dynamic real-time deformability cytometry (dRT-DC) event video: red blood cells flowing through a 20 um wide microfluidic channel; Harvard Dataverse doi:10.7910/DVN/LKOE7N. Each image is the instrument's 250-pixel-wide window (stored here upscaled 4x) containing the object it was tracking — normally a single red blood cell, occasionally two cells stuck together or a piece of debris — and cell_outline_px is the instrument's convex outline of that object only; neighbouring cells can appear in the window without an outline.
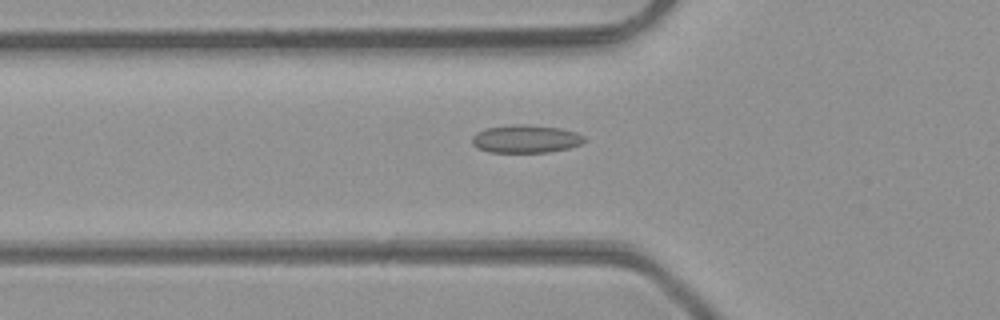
{"species": "common noctule bat (a hibernating species)", "species_latin": "Nyctalus noctula", "temperature_condition": "room temperature", "stored_images_in_passage": 39, "camera_frame_rate_fps": 3000, "um_per_image_px": 0.085, "animal": {"sex": "male", "body_mass_g": 23.1, "forearm_length_mm": 52.7}, "frame": {"image": 1, "passage_image": 8, "time_ms": 2.333, "image_size_px": [1000, 320], "cell_outline_px": [[584, 140], [580, 144], [568, 148], [548, 152], [488, 152], [472, 144], [472, 136], [476, 132], [484, 128], [512, 124], [528, 124], [560, 128], [576, 132], [584, 136]], "centroid_in_image_um": [44.66, 11.79], "position_along_channel_um": 81.1, "area_um2": 18.32}}
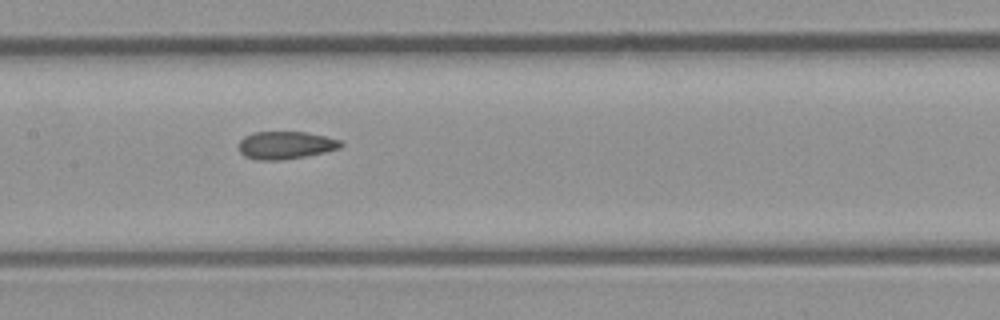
{"frame": {"image": 2, "passage_image": 15, "time_ms": 4.667, "image_size_px": [1000, 320], "cell_outline_px": [[344, 144], [340, 148], [324, 152], [284, 160], [256, 160], [244, 156], [240, 152], [240, 140], [244, 136], [252, 132], [304, 132], [324, 136], [340, 140]], "centroid_in_image_um": [24.26, 12.34], "position_along_channel_um": 183.1, "area_um2": 16.42}}
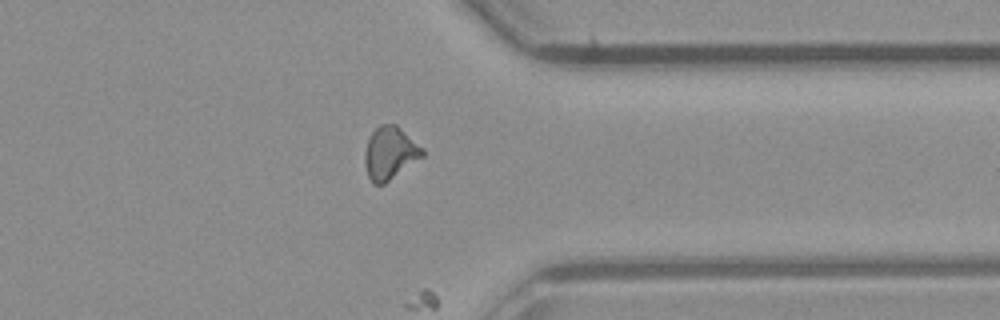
{"frame": {"image": 3, "passage_image": 29, "time_ms": 9.333, "image_size_px": [1000, 320], "cell_outline_px": [[424, 156], [384, 184], [372, 184], [368, 176], [364, 164], [364, 152], [368, 140], [372, 132], [380, 124], [396, 124], [424, 148]], "centroid_in_image_um": [33.14, 13.01], "position_along_channel_um": 378.3, "area_um2": 17.8}, "authors_computed_cell_mechanics": {"area_um2": 16.762, "velocity_mm_per_s": 4.3047, "shape_relaxation_time_tau1_ms": null, "shape_relaxation_time_tau2_ms": 0.9959, "deformation_change_tau1": null, "deformation_change_tau2": 0.0651}}